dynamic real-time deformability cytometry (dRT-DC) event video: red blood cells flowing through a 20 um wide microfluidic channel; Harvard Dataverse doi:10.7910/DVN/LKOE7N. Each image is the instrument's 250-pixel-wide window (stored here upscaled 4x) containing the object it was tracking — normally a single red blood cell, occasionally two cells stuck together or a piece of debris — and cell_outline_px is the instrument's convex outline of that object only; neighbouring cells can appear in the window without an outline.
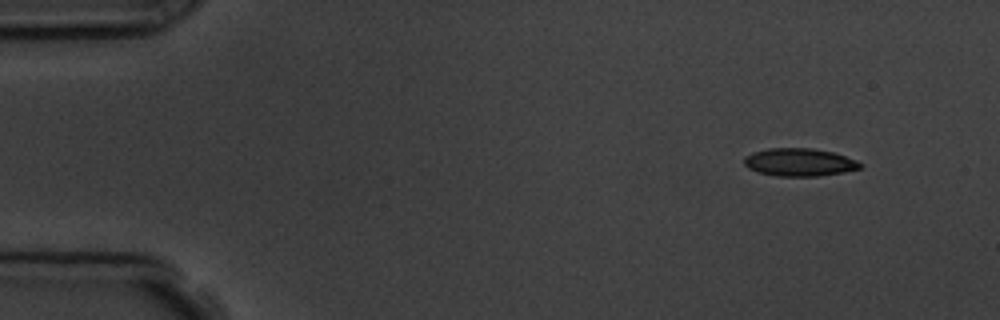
{"species": "common noctule bat (a hibernating species)", "species_latin": "Nyctalus noctula", "temperature_condition": "room temperature", "stored_images_in_passage": 3, "camera_frame_rate_fps": 3000, "um_per_image_px": 0.085, "animal": {"sex": "male", "body_mass_g": 19.5, "forearm_length_mm": 54.6}, "frame": {"image": 1, "passage_image": 1, "time_ms": 0.0, "image_size_px": [1000, 320], "cell_outline_px": [[864, 164], [860, 168], [844, 172], [820, 176], [776, 176], [760, 172], [748, 168], [744, 164], [744, 156], [752, 152], [768, 148], [812, 148], [832, 152], [856, 160]], "centroid_in_image_um": [67.94, 13.79], "position_along_channel_um": 17.1, "area_um2": 18.84}}